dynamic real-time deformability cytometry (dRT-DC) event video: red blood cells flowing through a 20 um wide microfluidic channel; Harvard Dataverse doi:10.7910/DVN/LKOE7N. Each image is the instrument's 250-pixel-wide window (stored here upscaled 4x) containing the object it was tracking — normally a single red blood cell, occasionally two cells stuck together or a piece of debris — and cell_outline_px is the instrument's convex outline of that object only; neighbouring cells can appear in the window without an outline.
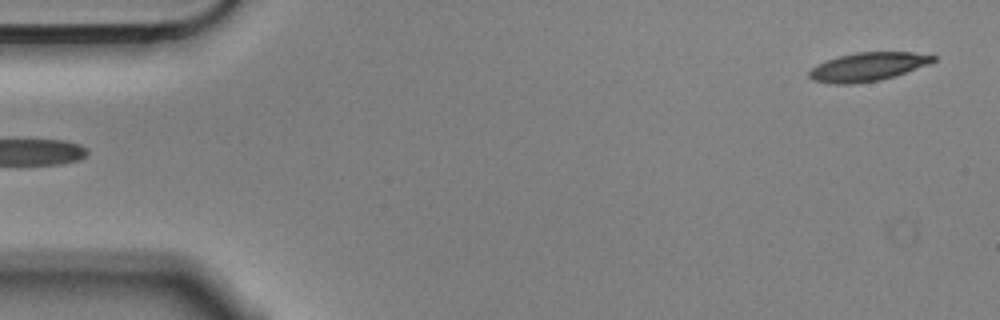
{"species": "Egyptian fruit bat (a non-hibernating species)", "species_latin": "Rousettus aegyptiacus", "temperature_condition": "cold", "stored_images_in_passage": 5, "segment_of_instrument_passage": [2, 2], "camera_frame_rate_fps": 3000, "um_per_image_px": 0.085, "animal": {"sex": "male"}, "frame": {"image": 1, "passage_image": 5, "time_ms": 1.333, "image_size_px": [1000, 320], "cell_outline_px": [[936, 60], [928, 64], [896, 76], [880, 80], [852, 84], [836, 84], [812, 80], [808, 76], [808, 72], [812, 68], [828, 60], [840, 56], [856, 52], [912, 52], [936, 56]], "centroid_in_image_um": [73.77, 5.68], "position_along_channel_um": 11.2, "area_um2": 20.46}}